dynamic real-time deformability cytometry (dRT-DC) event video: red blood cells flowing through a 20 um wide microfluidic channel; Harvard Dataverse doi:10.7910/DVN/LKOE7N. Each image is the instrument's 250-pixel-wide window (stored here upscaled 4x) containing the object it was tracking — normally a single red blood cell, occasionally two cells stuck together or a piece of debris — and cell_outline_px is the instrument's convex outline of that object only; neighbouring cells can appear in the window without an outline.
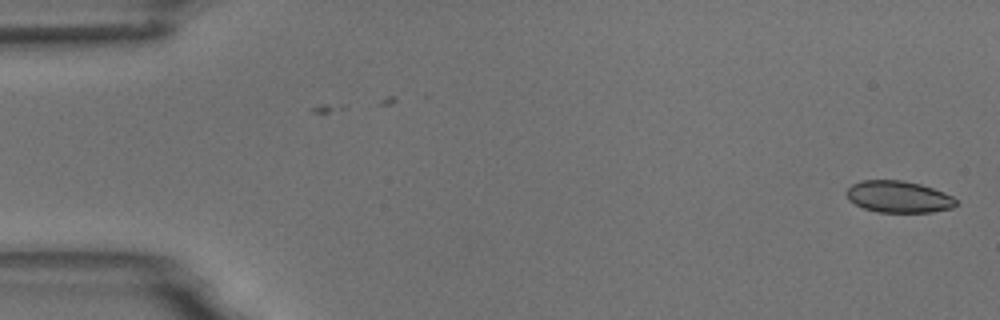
{"species": "common noctule bat (a hibernating species)", "species_latin": "Nyctalus noctula", "temperature_condition": "room temperature", "stored_images_in_passage": 2, "camera_frame_rate_fps": 3000, "um_per_image_px": 0.085, "animal": {"sex": "male", "body_mass_g": 18.8}, "frame": {"image": 1, "passage_image": 2, "time_ms": 1.333, "image_size_px": [1000, 320], "cell_outline_px": [[956, 204], [952, 208], [932, 212], [876, 212], [864, 208], [848, 200], [848, 188], [852, 184], [860, 180], [900, 180], [920, 184], [944, 192], [952, 196], [956, 200]], "centroid_in_image_um": [76.38, 16.73], "position_along_channel_um": 8.6, "area_um2": 20.11}}